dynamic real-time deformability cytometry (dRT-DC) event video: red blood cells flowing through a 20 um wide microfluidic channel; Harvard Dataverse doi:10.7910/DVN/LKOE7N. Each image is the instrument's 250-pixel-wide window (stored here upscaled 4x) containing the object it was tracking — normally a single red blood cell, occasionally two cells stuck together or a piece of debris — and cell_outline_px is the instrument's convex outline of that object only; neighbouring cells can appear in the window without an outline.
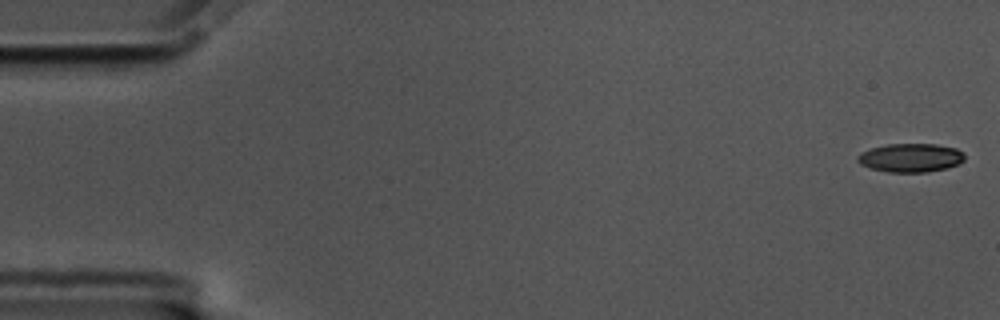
{"species": "common noctule bat (a hibernating species)", "species_latin": "Nyctalus noctula", "temperature_condition": "cold", "stored_images_in_passage": 15, "segment_of_instrument_passage": [1, 2], "camera_frame_rate_fps": 3000, "um_per_image_px": 0.085, "animal": {"sex": "male", "body_mass_g": 17.5, "forearm_length_mm": 52.3}, "frame": {"image": 1, "passage_image": 1, "time_ms": 0.0, "image_size_px": [1000, 320], "cell_outline_px": [[964, 160], [948, 168], [928, 172], [888, 172], [868, 168], [860, 164], [856, 160], [856, 156], [860, 152], [872, 148], [888, 144], [936, 144], [956, 148], [964, 152]], "centroid_in_image_um": [77.38, 13.41], "position_along_channel_um": 7.6, "area_um2": 18.03}}
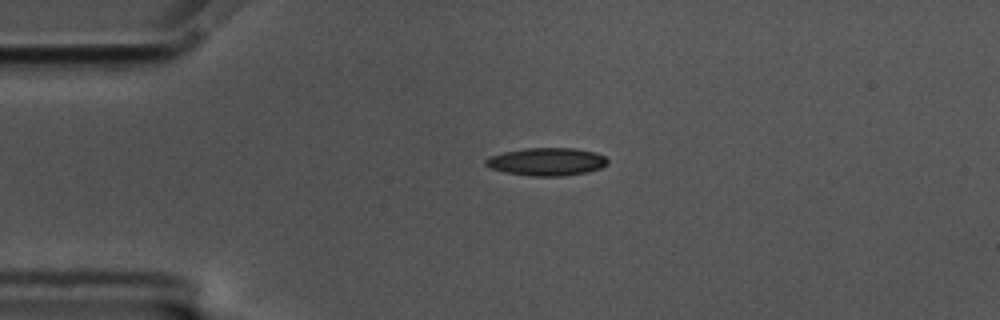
{"frame": {"image": 2, "passage_image": 13, "time_ms": 4.0, "image_size_px": [1000, 320], "cell_outline_px": [[608, 164], [600, 168], [588, 172], [564, 176], [532, 176], [504, 172], [488, 168], [484, 164], [484, 160], [488, 156], [504, 152], [524, 148], [576, 148], [596, 152], [604, 156], [608, 160]], "centroid_in_image_um": [46.45, 13.74], "position_along_channel_um": 38.6, "area_um2": 20.06}}